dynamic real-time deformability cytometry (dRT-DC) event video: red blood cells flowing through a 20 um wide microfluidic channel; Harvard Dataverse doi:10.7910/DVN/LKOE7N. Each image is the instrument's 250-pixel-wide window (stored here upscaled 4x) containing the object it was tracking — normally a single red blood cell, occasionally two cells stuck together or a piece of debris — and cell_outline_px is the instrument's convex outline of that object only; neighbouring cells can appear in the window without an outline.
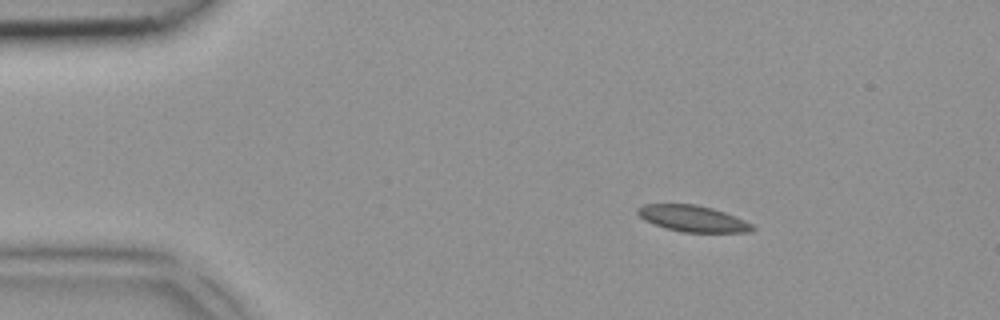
{"species": "common noctule bat (a hibernating species)", "species_latin": "Nyctalus noctula", "temperature_condition": "room temperature", "stored_images_in_passage": 6, "camera_frame_rate_fps": 3000, "um_per_image_px": 0.085, "animal": {"sex": "female", "body_mass_g": 18.4}, "frame": {"image": 1, "passage_image": 2, "time_ms": 0.333, "image_size_px": [1000, 320], "cell_outline_px": [[756, 228], [752, 232], [680, 232], [644, 220], [636, 212], [636, 208], [644, 204], [696, 204], [712, 208], [724, 212], [744, 220], [752, 224]], "centroid_in_image_um": [58.89, 18.57], "position_along_channel_um": 26.1, "area_um2": 17.46}}
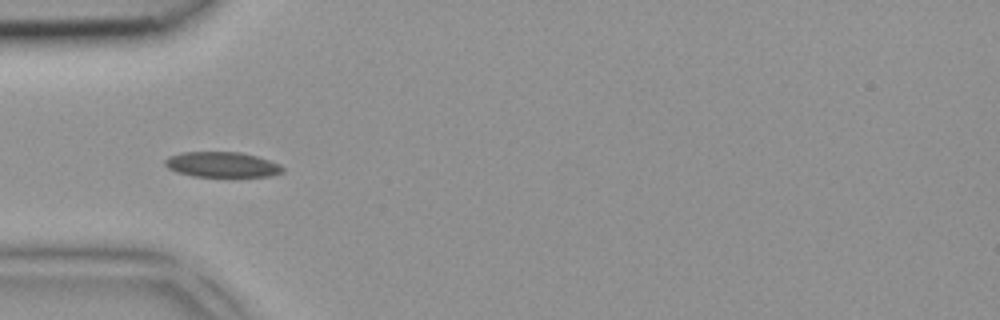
{"frame": {"image": 2, "passage_image": 4, "time_ms": 1.0, "image_size_px": [1000, 320], "cell_outline_px": [[284, 172], [272, 176], [192, 176], [176, 172], [168, 168], [164, 164], [164, 160], [168, 156], [180, 152], [240, 152], [256, 156], [280, 164], [284, 168]], "centroid_in_image_um": [18.85, 13.98], "position_along_channel_um": 66.2, "area_um2": 17.4}}
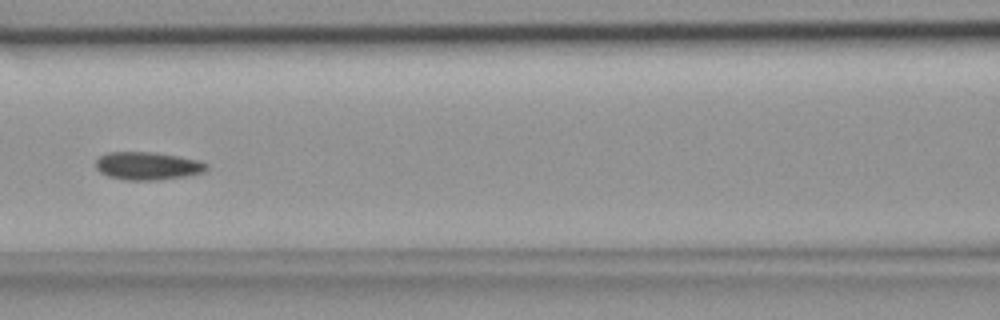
{"frame": {"image": 3, "passage_image": 6, "time_ms": 1.667, "image_size_px": [1000, 320], "cell_outline_px": [[208, 168], [204, 172], [184, 176], [156, 180], [128, 180], [108, 176], [100, 172], [96, 168], [96, 160], [100, 156], [108, 152], [156, 152], [180, 156], [200, 160], [208, 164]], "centroid_in_image_um": [12.57, 14.09], "position_along_channel_um": 154.0, "area_um2": 18.09}}